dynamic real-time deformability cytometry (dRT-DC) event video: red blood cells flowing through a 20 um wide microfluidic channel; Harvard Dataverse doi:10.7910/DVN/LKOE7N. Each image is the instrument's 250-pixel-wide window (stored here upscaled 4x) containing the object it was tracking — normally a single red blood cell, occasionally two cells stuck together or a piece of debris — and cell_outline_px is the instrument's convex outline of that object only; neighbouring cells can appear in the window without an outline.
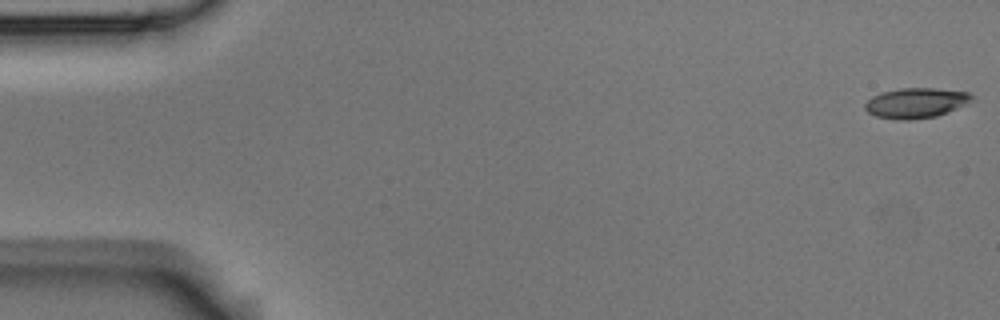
{"species": "Egyptian fruit bat (a non-hibernating species)", "species_latin": "Rousettus aegyptiacus", "temperature_condition": "room temperature", "stored_images_in_passage": 5, "camera_frame_rate_fps": 3000, "um_per_image_px": 0.085, "animal": {"sex": "male"}, "frame": {"image": 1, "passage_image": 1, "time_ms": 0.0, "image_size_px": [1000, 320], "cell_outline_px": [[976, 96], [956, 108], [948, 112], [936, 116], [912, 120], [896, 120], [876, 116], [868, 112], [864, 108], [864, 104], [872, 96], [880, 92], [900, 88], [936, 88], [968, 92]], "centroid_in_image_um": [77.81, 8.75], "position_along_channel_um": 7.2, "area_um2": 18.79}}